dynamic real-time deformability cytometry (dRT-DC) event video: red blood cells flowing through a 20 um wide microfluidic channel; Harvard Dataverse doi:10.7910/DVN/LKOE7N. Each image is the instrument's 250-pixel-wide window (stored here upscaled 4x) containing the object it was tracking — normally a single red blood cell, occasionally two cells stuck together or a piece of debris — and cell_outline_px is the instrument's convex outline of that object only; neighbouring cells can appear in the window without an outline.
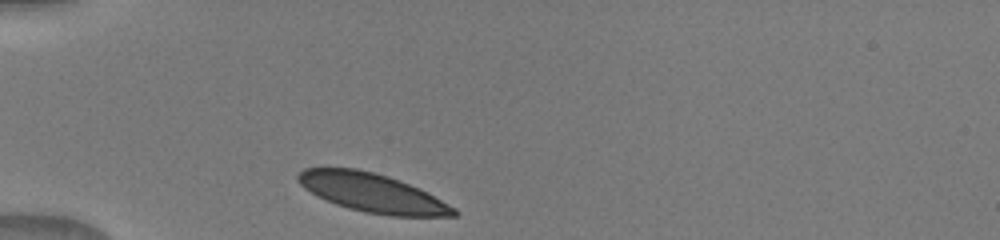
{"species": "human", "species_latin": "Homo sapiens", "temperature_condition": "warm", "stored_images_in_passage": 31, "camera_frame_rate_fps": 3000, "um_per_image_px": 0.085, "donor": {"sex": "male"}, "frame": {"image": 1, "passage_image": 1, "time_ms": 0.0, "image_size_px": [1000, 240], "cell_outline_px": [[460, 212], [456, 216], [388, 216], [364, 212], [348, 208], [336, 204], [316, 196], [304, 188], [296, 180], [296, 176], [304, 168], [356, 168], [376, 172], [400, 180], [428, 192], [456, 208]], "centroid_in_image_um": [31.66, 16.39], "position_along_channel_um": 53.3, "area_um2": 35.43}}
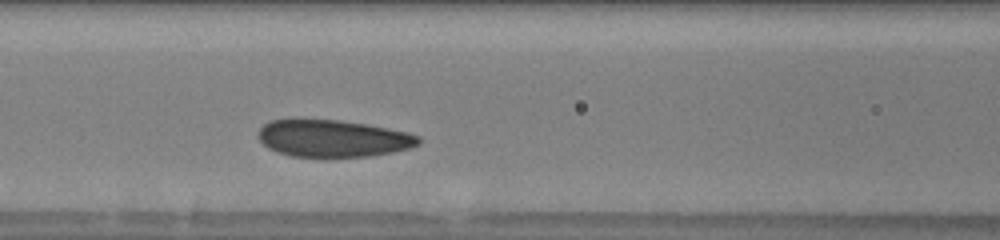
{"frame": {"image": 2, "passage_image": 9, "time_ms": 2.667, "image_size_px": [1000, 240], "cell_outline_px": [[420, 144], [408, 148], [392, 152], [372, 156], [292, 156], [276, 152], [268, 148], [256, 136], [256, 132], [268, 120], [336, 120], [364, 124], [388, 128], [408, 132], [420, 136]], "centroid_in_image_um": [28.28, 11.76], "position_along_channel_um": 138.3, "area_um2": 34.39}}
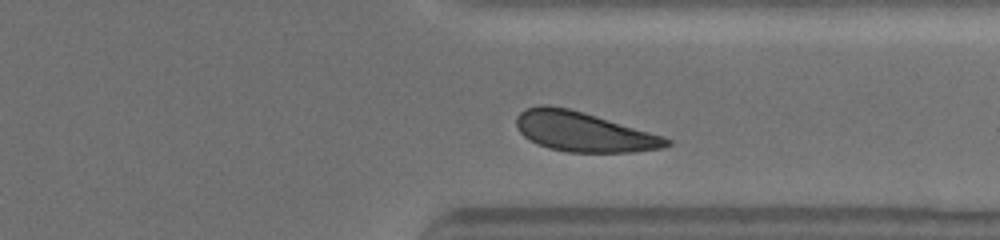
{"frame": {"image": 3, "passage_image": 26, "time_ms": 8.333, "image_size_px": [1000, 240], "cell_outline_px": [[672, 144], [664, 148], [632, 152], [568, 152], [548, 148], [536, 144], [524, 136], [516, 128], [516, 116], [524, 108], [540, 104], [548, 104], [568, 108], [584, 112], [664, 136], [672, 140]], "centroid_in_image_um": [49.58, 11.19], "position_along_channel_um": 361.8, "area_um2": 35.08}}